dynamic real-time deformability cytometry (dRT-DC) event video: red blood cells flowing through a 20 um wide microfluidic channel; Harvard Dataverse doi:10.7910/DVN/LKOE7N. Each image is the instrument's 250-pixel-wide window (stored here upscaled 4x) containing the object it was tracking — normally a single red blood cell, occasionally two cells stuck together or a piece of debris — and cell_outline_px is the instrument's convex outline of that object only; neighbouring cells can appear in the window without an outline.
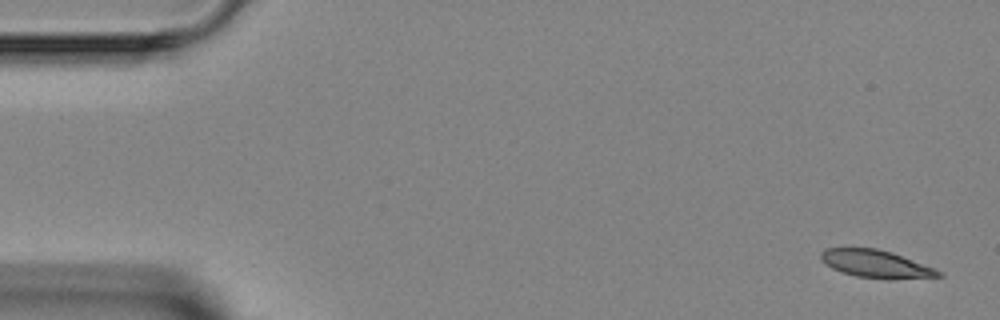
{"species": "Egyptian fruit bat (a non-hibernating species)", "species_latin": "Rousettus aegyptiacus", "temperature_condition": "room temperature", "stored_images_in_passage": 4, "camera_frame_rate_fps": 3000, "um_per_image_px": 0.085, "animal": {"sex": "female"}, "frame": {"image": 1, "passage_image": 1, "time_ms": 0.0, "image_size_px": [1000, 320], "cell_outline_px": [[944, 276], [856, 276], [832, 268], [820, 260], [820, 252], [824, 248], [876, 248], [892, 252], [936, 268], [944, 272]], "centroid_in_image_um": [74.38, 22.36], "position_along_channel_um": 10.6, "area_um2": 17.98}}